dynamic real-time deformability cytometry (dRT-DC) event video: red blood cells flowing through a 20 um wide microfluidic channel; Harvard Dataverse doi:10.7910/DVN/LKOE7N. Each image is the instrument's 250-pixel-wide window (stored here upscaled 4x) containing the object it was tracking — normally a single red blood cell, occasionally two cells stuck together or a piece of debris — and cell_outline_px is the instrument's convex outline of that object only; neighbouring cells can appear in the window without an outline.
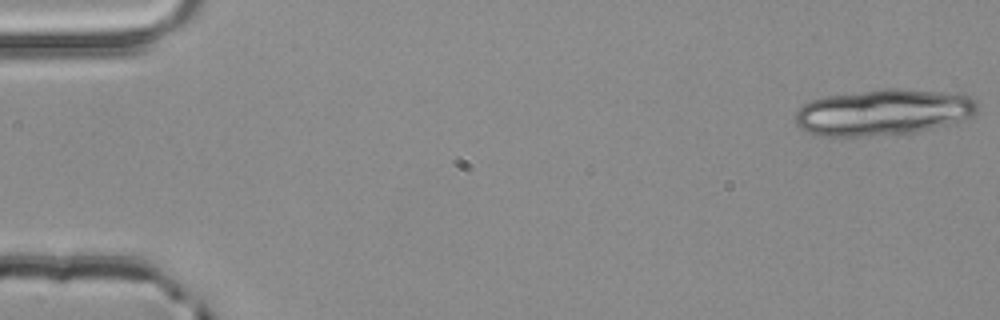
{"species": "common noctule bat (a hibernating species)", "species_latin": "Nyctalus noctula", "temperature_condition": "room temperature", "stored_images_in_passage": 18, "camera_frame_rate_fps": 3000, "um_per_image_px": 0.085, "animal": {"sex": "male", "body_mass_g": 20.4}, "frame": {"image": 1, "passage_image": 1, "time_ms": 0.0, "image_size_px": [1000, 320], "cell_outline_px": [[976, 112], [972, 116], [960, 120], [932, 128], [912, 132], [860, 136], [820, 136], [804, 132], [796, 124], [796, 112], [804, 104], [812, 100], [828, 96], [884, 88], [896, 88], [944, 92], [968, 96], [976, 100]], "centroid_in_image_um": [75.03, 9.54], "position_along_channel_um": 10.0, "area_um2": 48.44}}